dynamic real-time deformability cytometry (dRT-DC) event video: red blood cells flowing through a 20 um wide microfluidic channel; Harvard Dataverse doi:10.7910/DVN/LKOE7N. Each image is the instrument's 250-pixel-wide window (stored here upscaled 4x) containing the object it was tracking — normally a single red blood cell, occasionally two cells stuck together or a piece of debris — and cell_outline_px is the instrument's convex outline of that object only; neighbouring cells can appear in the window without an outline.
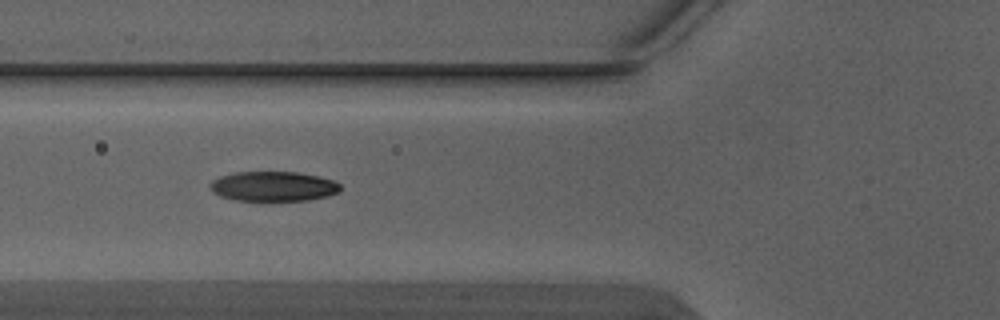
{"species": "Egyptian fruit bat (a non-hibernating species)", "species_latin": "Rousettus aegyptiacus", "temperature_condition": "warm", "stored_images_in_passage": 6, "camera_frame_rate_fps": 3000, "um_per_image_px": 0.085, "animal": {"sex": "male"}, "frame": {"image": 1, "passage_image": 6, "time_ms": 1.667, "image_size_px": [1000, 320], "cell_outline_px": [[340, 192], [328, 196], [308, 200], [236, 200], [220, 196], [212, 192], [208, 188], [208, 184], [212, 180], [220, 176], [236, 172], [296, 172], [316, 176], [332, 180], [340, 184]], "centroid_in_image_um": [23.19, 15.84], "position_along_channel_um": 102.6, "area_um2": 22.6}}